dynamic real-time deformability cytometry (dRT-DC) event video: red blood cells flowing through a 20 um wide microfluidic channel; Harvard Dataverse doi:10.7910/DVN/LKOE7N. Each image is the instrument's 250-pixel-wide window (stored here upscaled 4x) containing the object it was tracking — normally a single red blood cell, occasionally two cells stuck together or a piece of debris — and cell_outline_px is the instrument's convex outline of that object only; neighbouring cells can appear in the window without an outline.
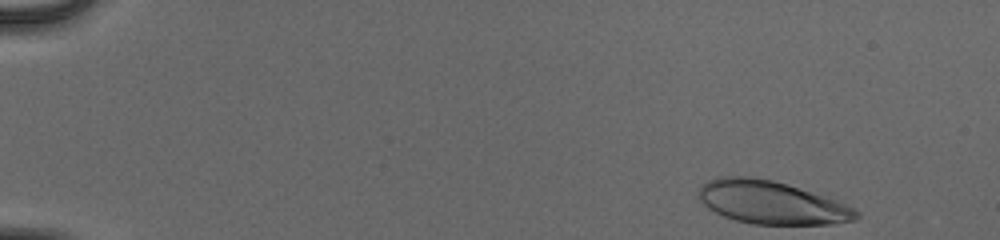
{"species": "human", "species_latin": "Homo sapiens", "temperature_condition": "cold", "stored_images_in_passage": 43, "camera_frame_rate_fps": 3000, "um_per_image_px": 0.085, "donor": {"sex": "male"}, "frame": {"image": 1, "passage_image": 1, "time_ms": 0.0, "image_size_px": [1000, 240], "cell_outline_px": [[860, 216], [856, 220], [832, 224], [752, 224], [736, 220], [724, 216], [708, 208], [700, 200], [700, 188], [708, 180], [720, 176], [748, 176], [772, 180], [788, 184], [836, 200], [860, 212]], "centroid_in_image_um": [65.59, 17.21], "position_along_channel_um": 19.4, "area_um2": 39.25}}
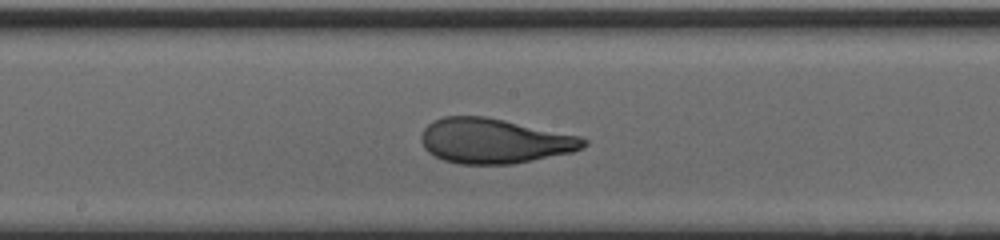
{"frame": {"image": 2, "passage_image": 26, "time_ms": 8.333, "image_size_px": [1000, 240], "cell_outline_px": [[588, 144], [584, 148], [572, 152], [512, 164], [460, 164], [444, 160], [428, 152], [424, 148], [420, 140], [420, 136], [424, 128], [432, 120], [444, 116], [484, 116], [504, 120], [580, 136], [588, 140]], "centroid_in_image_um": [42.0, 11.97], "position_along_channel_um": 206.2, "area_um2": 42.54}}
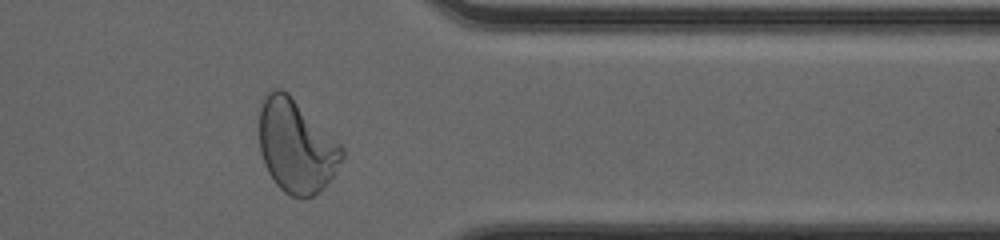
{"frame": {"image": 3, "passage_image": 40, "time_ms": 13.0, "image_size_px": [1000, 240], "cell_outline_px": [[344, 156], [332, 176], [324, 188], [320, 192], [312, 196], [292, 196], [284, 192], [276, 184], [268, 172], [264, 164], [260, 152], [260, 108], [264, 96], [272, 88], [280, 88], [288, 92], [344, 148]], "centroid_in_image_um": [25.16, 12.41], "position_along_channel_um": 386.2, "area_um2": 44.62}, "authors_computed_cell_mechanics": {"area_um2": 41.8472, "velocity_mm_per_s": 3.9856, "shape_relaxation_time_tau1_ms": 4.0968, "shape_relaxation_time_tau2_ms": 0.7564, "deformation_change_tau1": 0.2167, "deformation_change_tau2": 0.0797}}